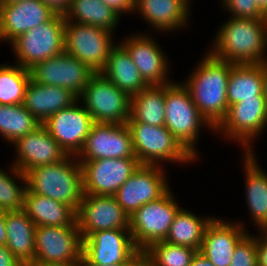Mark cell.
<instances>
[{
    "label": "cell",
    "instance_id": "6da1fadb",
    "mask_svg": "<svg viewBox=\"0 0 267 266\" xmlns=\"http://www.w3.org/2000/svg\"><path fill=\"white\" fill-rule=\"evenodd\" d=\"M183 82L200 114L215 129L228 111L227 83L232 63L205 53Z\"/></svg>",
    "mask_w": 267,
    "mask_h": 266
},
{
    "label": "cell",
    "instance_id": "7a4b0ae2",
    "mask_svg": "<svg viewBox=\"0 0 267 266\" xmlns=\"http://www.w3.org/2000/svg\"><path fill=\"white\" fill-rule=\"evenodd\" d=\"M209 49L214 57L232 64H259L267 58V20L230 16L221 24Z\"/></svg>",
    "mask_w": 267,
    "mask_h": 266
},
{
    "label": "cell",
    "instance_id": "3957f363",
    "mask_svg": "<svg viewBox=\"0 0 267 266\" xmlns=\"http://www.w3.org/2000/svg\"><path fill=\"white\" fill-rule=\"evenodd\" d=\"M27 189L69 205L76 213L83 199L82 166L76 156L59 163L37 166L26 174Z\"/></svg>",
    "mask_w": 267,
    "mask_h": 266
},
{
    "label": "cell",
    "instance_id": "277c9868",
    "mask_svg": "<svg viewBox=\"0 0 267 266\" xmlns=\"http://www.w3.org/2000/svg\"><path fill=\"white\" fill-rule=\"evenodd\" d=\"M204 125V126H203ZM168 128L181 145L194 157L199 154L195 144L199 139L201 128L214 132V128L200 114L198 107L191 99V95L184 85L173 81L165 84V122Z\"/></svg>",
    "mask_w": 267,
    "mask_h": 266
},
{
    "label": "cell",
    "instance_id": "5b68a950",
    "mask_svg": "<svg viewBox=\"0 0 267 266\" xmlns=\"http://www.w3.org/2000/svg\"><path fill=\"white\" fill-rule=\"evenodd\" d=\"M135 156L141 165L161 166L162 162L193 163L194 158L165 126L126 122Z\"/></svg>",
    "mask_w": 267,
    "mask_h": 266
},
{
    "label": "cell",
    "instance_id": "8992f818",
    "mask_svg": "<svg viewBox=\"0 0 267 266\" xmlns=\"http://www.w3.org/2000/svg\"><path fill=\"white\" fill-rule=\"evenodd\" d=\"M65 18L55 14L26 33L19 35L10 44L16 55V64L31 69L35 64L64 52Z\"/></svg>",
    "mask_w": 267,
    "mask_h": 266
},
{
    "label": "cell",
    "instance_id": "52a82bcc",
    "mask_svg": "<svg viewBox=\"0 0 267 266\" xmlns=\"http://www.w3.org/2000/svg\"><path fill=\"white\" fill-rule=\"evenodd\" d=\"M169 189L159 199L144 204L129 218V230L133 242L141 252L150 245L165 241L175 215L181 207Z\"/></svg>",
    "mask_w": 267,
    "mask_h": 266
},
{
    "label": "cell",
    "instance_id": "ba28073f",
    "mask_svg": "<svg viewBox=\"0 0 267 266\" xmlns=\"http://www.w3.org/2000/svg\"><path fill=\"white\" fill-rule=\"evenodd\" d=\"M83 240L77 219L69 226H36L33 263L78 266Z\"/></svg>",
    "mask_w": 267,
    "mask_h": 266
},
{
    "label": "cell",
    "instance_id": "9c48e42d",
    "mask_svg": "<svg viewBox=\"0 0 267 266\" xmlns=\"http://www.w3.org/2000/svg\"><path fill=\"white\" fill-rule=\"evenodd\" d=\"M130 99L100 72L90 77L84 91L78 96L79 103H82L94 123L126 124L130 117Z\"/></svg>",
    "mask_w": 267,
    "mask_h": 266
},
{
    "label": "cell",
    "instance_id": "30bf717a",
    "mask_svg": "<svg viewBox=\"0 0 267 266\" xmlns=\"http://www.w3.org/2000/svg\"><path fill=\"white\" fill-rule=\"evenodd\" d=\"M267 126L265 98H249L228 107L225 118L214 129L225 138L239 142L244 153L253 152L252 143ZM256 137V138H255ZM254 139V140H253ZM252 143V144H251Z\"/></svg>",
    "mask_w": 267,
    "mask_h": 266
},
{
    "label": "cell",
    "instance_id": "8fae6325",
    "mask_svg": "<svg viewBox=\"0 0 267 266\" xmlns=\"http://www.w3.org/2000/svg\"><path fill=\"white\" fill-rule=\"evenodd\" d=\"M113 32L93 25L65 21L64 51L86 64L94 73L106 65Z\"/></svg>",
    "mask_w": 267,
    "mask_h": 266
},
{
    "label": "cell",
    "instance_id": "7c38bea8",
    "mask_svg": "<svg viewBox=\"0 0 267 266\" xmlns=\"http://www.w3.org/2000/svg\"><path fill=\"white\" fill-rule=\"evenodd\" d=\"M82 254L91 262L108 266L143 263V252L133 242L129 229L101 230L83 239Z\"/></svg>",
    "mask_w": 267,
    "mask_h": 266
},
{
    "label": "cell",
    "instance_id": "4fadbf2b",
    "mask_svg": "<svg viewBox=\"0 0 267 266\" xmlns=\"http://www.w3.org/2000/svg\"><path fill=\"white\" fill-rule=\"evenodd\" d=\"M76 157L78 161L137 158L129 127L127 124L116 123H93L83 148Z\"/></svg>",
    "mask_w": 267,
    "mask_h": 266
},
{
    "label": "cell",
    "instance_id": "5bb4252c",
    "mask_svg": "<svg viewBox=\"0 0 267 266\" xmlns=\"http://www.w3.org/2000/svg\"><path fill=\"white\" fill-rule=\"evenodd\" d=\"M82 166L84 194L114 196L139 168L137 158H108L79 161Z\"/></svg>",
    "mask_w": 267,
    "mask_h": 266
},
{
    "label": "cell",
    "instance_id": "9a60e30c",
    "mask_svg": "<svg viewBox=\"0 0 267 266\" xmlns=\"http://www.w3.org/2000/svg\"><path fill=\"white\" fill-rule=\"evenodd\" d=\"M140 165L115 193L118 204L130 217L144 204L155 201L169 189L163 167Z\"/></svg>",
    "mask_w": 267,
    "mask_h": 266
},
{
    "label": "cell",
    "instance_id": "2e32d148",
    "mask_svg": "<svg viewBox=\"0 0 267 266\" xmlns=\"http://www.w3.org/2000/svg\"><path fill=\"white\" fill-rule=\"evenodd\" d=\"M29 70L34 82L67 88L77 96L84 91L94 74L86 64L65 51L35 64Z\"/></svg>",
    "mask_w": 267,
    "mask_h": 266
},
{
    "label": "cell",
    "instance_id": "e0dca14e",
    "mask_svg": "<svg viewBox=\"0 0 267 266\" xmlns=\"http://www.w3.org/2000/svg\"><path fill=\"white\" fill-rule=\"evenodd\" d=\"M129 216L114 196L84 194L77 211L82 240L101 230L129 229Z\"/></svg>",
    "mask_w": 267,
    "mask_h": 266
},
{
    "label": "cell",
    "instance_id": "ac0fdd59",
    "mask_svg": "<svg viewBox=\"0 0 267 266\" xmlns=\"http://www.w3.org/2000/svg\"><path fill=\"white\" fill-rule=\"evenodd\" d=\"M78 103L79 100L59 110L43 123L49 134L70 156H77L81 152L94 123L88 111Z\"/></svg>",
    "mask_w": 267,
    "mask_h": 266
},
{
    "label": "cell",
    "instance_id": "d6986e66",
    "mask_svg": "<svg viewBox=\"0 0 267 266\" xmlns=\"http://www.w3.org/2000/svg\"><path fill=\"white\" fill-rule=\"evenodd\" d=\"M13 145L17 154L11 165L24 174L37 166L59 163L68 156L43 124L16 140Z\"/></svg>",
    "mask_w": 267,
    "mask_h": 266
},
{
    "label": "cell",
    "instance_id": "ffe728a7",
    "mask_svg": "<svg viewBox=\"0 0 267 266\" xmlns=\"http://www.w3.org/2000/svg\"><path fill=\"white\" fill-rule=\"evenodd\" d=\"M119 42L128 52L143 80L150 85H165L168 79L169 62L166 54L149 34H136Z\"/></svg>",
    "mask_w": 267,
    "mask_h": 266
},
{
    "label": "cell",
    "instance_id": "44dd1931",
    "mask_svg": "<svg viewBox=\"0 0 267 266\" xmlns=\"http://www.w3.org/2000/svg\"><path fill=\"white\" fill-rule=\"evenodd\" d=\"M56 13L41 0L0 6V42L11 43L19 35L49 21Z\"/></svg>",
    "mask_w": 267,
    "mask_h": 266
},
{
    "label": "cell",
    "instance_id": "7402d4cb",
    "mask_svg": "<svg viewBox=\"0 0 267 266\" xmlns=\"http://www.w3.org/2000/svg\"><path fill=\"white\" fill-rule=\"evenodd\" d=\"M244 226L214 217L205 229L199 252L214 266H229L237 243L248 233Z\"/></svg>",
    "mask_w": 267,
    "mask_h": 266
},
{
    "label": "cell",
    "instance_id": "603a6c76",
    "mask_svg": "<svg viewBox=\"0 0 267 266\" xmlns=\"http://www.w3.org/2000/svg\"><path fill=\"white\" fill-rule=\"evenodd\" d=\"M77 100L78 96L70 89L43 85L30 79L23 105L40 124H43L51 115L71 106Z\"/></svg>",
    "mask_w": 267,
    "mask_h": 266
},
{
    "label": "cell",
    "instance_id": "cb8c5ba5",
    "mask_svg": "<svg viewBox=\"0 0 267 266\" xmlns=\"http://www.w3.org/2000/svg\"><path fill=\"white\" fill-rule=\"evenodd\" d=\"M185 0H134L133 11H139V15L160 31H174L185 28L189 22L191 10Z\"/></svg>",
    "mask_w": 267,
    "mask_h": 266
},
{
    "label": "cell",
    "instance_id": "d4e9b609",
    "mask_svg": "<svg viewBox=\"0 0 267 266\" xmlns=\"http://www.w3.org/2000/svg\"><path fill=\"white\" fill-rule=\"evenodd\" d=\"M255 152L244 153L245 188L247 207L261 232L267 227V173L256 162Z\"/></svg>",
    "mask_w": 267,
    "mask_h": 266
},
{
    "label": "cell",
    "instance_id": "484cf974",
    "mask_svg": "<svg viewBox=\"0 0 267 266\" xmlns=\"http://www.w3.org/2000/svg\"><path fill=\"white\" fill-rule=\"evenodd\" d=\"M100 73L129 97L149 86L119 42L111 48L106 65Z\"/></svg>",
    "mask_w": 267,
    "mask_h": 266
},
{
    "label": "cell",
    "instance_id": "4316f807",
    "mask_svg": "<svg viewBox=\"0 0 267 266\" xmlns=\"http://www.w3.org/2000/svg\"><path fill=\"white\" fill-rule=\"evenodd\" d=\"M23 211L36 226H69L77 217L69 205L37 195L28 189L24 195Z\"/></svg>",
    "mask_w": 267,
    "mask_h": 266
},
{
    "label": "cell",
    "instance_id": "83f0119b",
    "mask_svg": "<svg viewBox=\"0 0 267 266\" xmlns=\"http://www.w3.org/2000/svg\"><path fill=\"white\" fill-rule=\"evenodd\" d=\"M36 225L23 211L6 213L7 249L23 264L34 262Z\"/></svg>",
    "mask_w": 267,
    "mask_h": 266
},
{
    "label": "cell",
    "instance_id": "f1b7e54d",
    "mask_svg": "<svg viewBox=\"0 0 267 266\" xmlns=\"http://www.w3.org/2000/svg\"><path fill=\"white\" fill-rule=\"evenodd\" d=\"M249 98H265L260 66L259 64H233L227 83L228 107Z\"/></svg>",
    "mask_w": 267,
    "mask_h": 266
},
{
    "label": "cell",
    "instance_id": "f546056e",
    "mask_svg": "<svg viewBox=\"0 0 267 266\" xmlns=\"http://www.w3.org/2000/svg\"><path fill=\"white\" fill-rule=\"evenodd\" d=\"M127 122L164 126L165 85H150L130 99V117Z\"/></svg>",
    "mask_w": 267,
    "mask_h": 266
},
{
    "label": "cell",
    "instance_id": "4dcf8cb0",
    "mask_svg": "<svg viewBox=\"0 0 267 266\" xmlns=\"http://www.w3.org/2000/svg\"><path fill=\"white\" fill-rule=\"evenodd\" d=\"M65 21L93 25L113 32L118 25L120 15L101 0H70Z\"/></svg>",
    "mask_w": 267,
    "mask_h": 266
},
{
    "label": "cell",
    "instance_id": "1f68e13d",
    "mask_svg": "<svg viewBox=\"0 0 267 266\" xmlns=\"http://www.w3.org/2000/svg\"><path fill=\"white\" fill-rule=\"evenodd\" d=\"M214 217L200 218L193 212L179 209L170 226V231L165 242L174 245L192 247L198 251L202 246L207 225Z\"/></svg>",
    "mask_w": 267,
    "mask_h": 266
},
{
    "label": "cell",
    "instance_id": "d6a6232c",
    "mask_svg": "<svg viewBox=\"0 0 267 266\" xmlns=\"http://www.w3.org/2000/svg\"><path fill=\"white\" fill-rule=\"evenodd\" d=\"M39 125V121L23 104H0V136L6 142L13 144Z\"/></svg>",
    "mask_w": 267,
    "mask_h": 266
},
{
    "label": "cell",
    "instance_id": "836d02e7",
    "mask_svg": "<svg viewBox=\"0 0 267 266\" xmlns=\"http://www.w3.org/2000/svg\"><path fill=\"white\" fill-rule=\"evenodd\" d=\"M30 79L29 69L18 64L0 65V104H23L26 87Z\"/></svg>",
    "mask_w": 267,
    "mask_h": 266
},
{
    "label": "cell",
    "instance_id": "e575fe53",
    "mask_svg": "<svg viewBox=\"0 0 267 266\" xmlns=\"http://www.w3.org/2000/svg\"><path fill=\"white\" fill-rule=\"evenodd\" d=\"M197 252L192 247L160 241L143 251V263L147 266H190Z\"/></svg>",
    "mask_w": 267,
    "mask_h": 266
},
{
    "label": "cell",
    "instance_id": "d590c367",
    "mask_svg": "<svg viewBox=\"0 0 267 266\" xmlns=\"http://www.w3.org/2000/svg\"><path fill=\"white\" fill-rule=\"evenodd\" d=\"M11 167V171L9 170L11 174L0 169V208L8 212L23 210L24 195L27 189L25 174L13 165ZM15 180L22 181L21 186Z\"/></svg>",
    "mask_w": 267,
    "mask_h": 266
},
{
    "label": "cell",
    "instance_id": "8d00e7d4",
    "mask_svg": "<svg viewBox=\"0 0 267 266\" xmlns=\"http://www.w3.org/2000/svg\"><path fill=\"white\" fill-rule=\"evenodd\" d=\"M229 266H257L255 235L247 233L237 243Z\"/></svg>",
    "mask_w": 267,
    "mask_h": 266
},
{
    "label": "cell",
    "instance_id": "74e56055",
    "mask_svg": "<svg viewBox=\"0 0 267 266\" xmlns=\"http://www.w3.org/2000/svg\"><path fill=\"white\" fill-rule=\"evenodd\" d=\"M222 7L232 17L244 19H266L265 13L255 0H221Z\"/></svg>",
    "mask_w": 267,
    "mask_h": 266
},
{
    "label": "cell",
    "instance_id": "f35d334b",
    "mask_svg": "<svg viewBox=\"0 0 267 266\" xmlns=\"http://www.w3.org/2000/svg\"><path fill=\"white\" fill-rule=\"evenodd\" d=\"M258 236L255 235L257 266H267V238L263 234Z\"/></svg>",
    "mask_w": 267,
    "mask_h": 266
},
{
    "label": "cell",
    "instance_id": "ab89813d",
    "mask_svg": "<svg viewBox=\"0 0 267 266\" xmlns=\"http://www.w3.org/2000/svg\"><path fill=\"white\" fill-rule=\"evenodd\" d=\"M104 4L108 5L110 8L114 9L119 14L126 12L134 13V0H101Z\"/></svg>",
    "mask_w": 267,
    "mask_h": 266
},
{
    "label": "cell",
    "instance_id": "60d3db41",
    "mask_svg": "<svg viewBox=\"0 0 267 266\" xmlns=\"http://www.w3.org/2000/svg\"><path fill=\"white\" fill-rule=\"evenodd\" d=\"M0 266H25L6 246L0 245Z\"/></svg>",
    "mask_w": 267,
    "mask_h": 266
},
{
    "label": "cell",
    "instance_id": "b9f144b4",
    "mask_svg": "<svg viewBox=\"0 0 267 266\" xmlns=\"http://www.w3.org/2000/svg\"><path fill=\"white\" fill-rule=\"evenodd\" d=\"M48 7H50L57 14H64L68 7L70 0H41Z\"/></svg>",
    "mask_w": 267,
    "mask_h": 266
},
{
    "label": "cell",
    "instance_id": "7bdbcfd3",
    "mask_svg": "<svg viewBox=\"0 0 267 266\" xmlns=\"http://www.w3.org/2000/svg\"><path fill=\"white\" fill-rule=\"evenodd\" d=\"M6 213L7 211L0 208V245L6 246L7 230H6Z\"/></svg>",
    "mask_w": 267,
    "mask_h": 266
},
{
    "label": "cell",
    "instance_id": "ee69618b",
    "mask_svg": "<svg viewBox=\"0 0 267 266\" xmlns=\"http://www.w3.org/2000/svg\"><path fill=\"white\" fill-rule=\"evenodd\" d=\"M142 263H116L108 266H141ZM78 266H103L100 264L91 263L83 254L78 263Z\"/></svg>",
    "mask_w": 267,
    "mask_h": 266
},
{
    "label": "cell",
    "instance_id": "f6af8a7d",
    "mask_svg": "<svg viewBox=\"0 0 267 266\" xmlns=\"http://www.w3.org/2000/svg\"><path fill=\"white\" fill-rule=\"evenodd\" d=\"M190 266H214L209 259L203 256L199 251L193 257Z\"/></svg>",
    "mask_w": 267,
    "mask_h": 266
},
{
    "label": "cell",
    "instance_id": "bcb514c9",
    "mask_svg": "<svg viewBox=\"0 0 267 266\" xmlns=\"http://www.w3.org/2000/svg\"><path fill=\"white\" fill-rule=\"evenodd\" d=\"M260 69L262 71L263 81H264V97L267 103V58L259 63Z\"/></svg>",
    "mask_w": 267,
    "mask_h": 266
},
{
    "label": "cell",
    "instance_id": "7dc6e473",
    "mask_svg": "<svg viewBox=\"0 0 267 266\" xmlns=\"http://www.w3.org/2000/svg\"><path fill=\"white\" fill-rule=\"evenodd\" d=\"M24 0H0V6H8L23 2Z\"/></svg>",
    "mask_w": 267,
    "mask_h": 266
},
{
    "label": "cell",
    "instance_id": "c3c4849f",
    "mask_svg": "<svg viewBox=\"0 0 267 266\" xmlns=\"http://www.w3.org/2000/svg\"><path fill=\"white\" fill-rule=\"evenodd\" d=\"M258 7L265 13L267 11V0H255Z\"/></svg>",
    "mask_w": 267,
    "mask_h": 266
},
{
    "label": "cell",
    "instance_id": "681fc988",
    "mask_svg": "<svg viewBox=\"0 0 267 266\" xmlns=\"http://www.w3.org/2000/svg\"><path fill=\"white\" fill-rule=\"evenodd\" d=\"M25 266H60V265H44V264H38V263H29Z\"/></svg>",
    "mask_w": 267,
    "mask_h": 266
},
{
    "label": "cell",
    "instance_id": "f907efd6",
    "mask_svg": "<svg viewBox=\"0 0 267 266\" xmlns=\"http://www.w3.org/2000/svg\"><path fill=\"white\" fill-rule=\"evenodd\" d=\"M260 234H263L267 238V227H265Z\"/></svg>",
    "mask_w": 267,
    "mask_h": 266
}]
</instances>
